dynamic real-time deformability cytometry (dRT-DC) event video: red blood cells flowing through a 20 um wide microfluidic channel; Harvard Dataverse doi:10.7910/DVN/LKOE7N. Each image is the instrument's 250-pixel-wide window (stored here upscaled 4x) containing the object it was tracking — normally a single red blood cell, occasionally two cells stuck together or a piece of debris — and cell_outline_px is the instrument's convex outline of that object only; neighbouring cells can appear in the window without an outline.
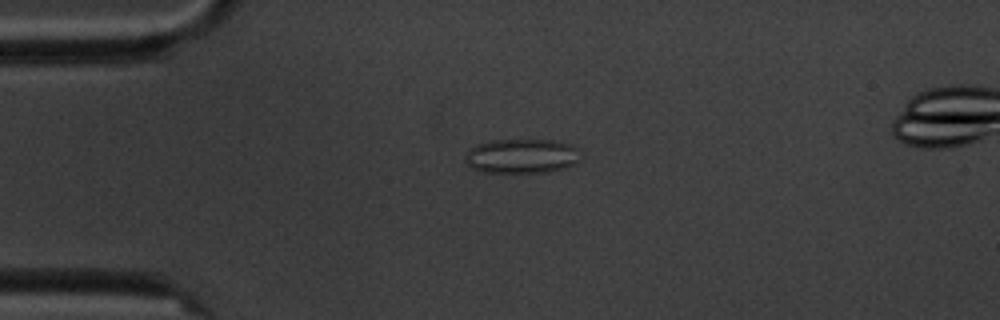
{"species": "common noctule bat (a hibernating species)", "species_latin": "Nyctalus noctula", "temperature_condition": "cold", "stored_images_in_passage": 6, "camera_frame_rate_fps": 3000, "um_per_image_px": 0.085, "animal": {"sex": "male", "body_mass_g": 20.1, "forearm_length_mm": 53.5}, "frame": {"image": 1, "passage_image": 4, "time_ms": 4.0, "image_size_px": [1000, 320], "cell_outline_px": [[580, 160], [576, 164], [564, 168], [548, 172], [484, 172], [472, 168], [464, 160], [464, 156], [468, 148], [476, 144], [496, 140], [552, 140], [572, 144], [576, 148]], "centroid_in_image_um": [44.32, 13.26], "position_along_channel_um": 40.7, "area_um2": 23.29}}
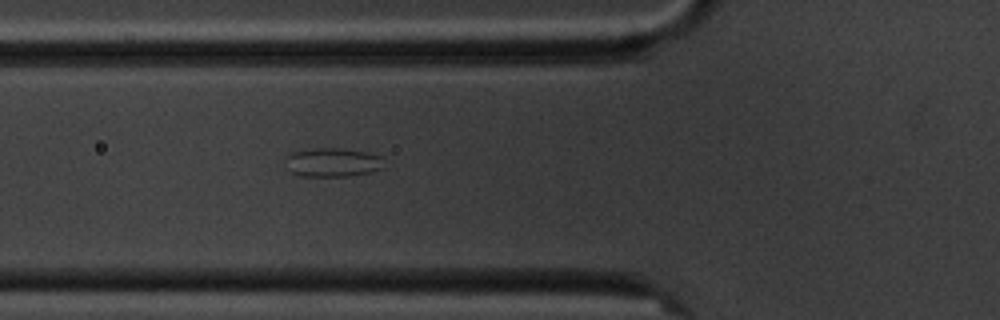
{"frame": {"image": 2, "passage_image": 6, "time_ms": 6.333, "image_size_px": [1000, 320], "cell_outline_px": [[384, 168], [368, 172], [348, 176], [300, 176], [292, 172], [288, 168], [288, 156], [292, 152], [312, 148], [344, 148], [364, 152], [380, 156]], "centroid_in_image_um": [28.28, 13.8], "position_along_channel_um": 97.5, "area_um2": 16.3}}